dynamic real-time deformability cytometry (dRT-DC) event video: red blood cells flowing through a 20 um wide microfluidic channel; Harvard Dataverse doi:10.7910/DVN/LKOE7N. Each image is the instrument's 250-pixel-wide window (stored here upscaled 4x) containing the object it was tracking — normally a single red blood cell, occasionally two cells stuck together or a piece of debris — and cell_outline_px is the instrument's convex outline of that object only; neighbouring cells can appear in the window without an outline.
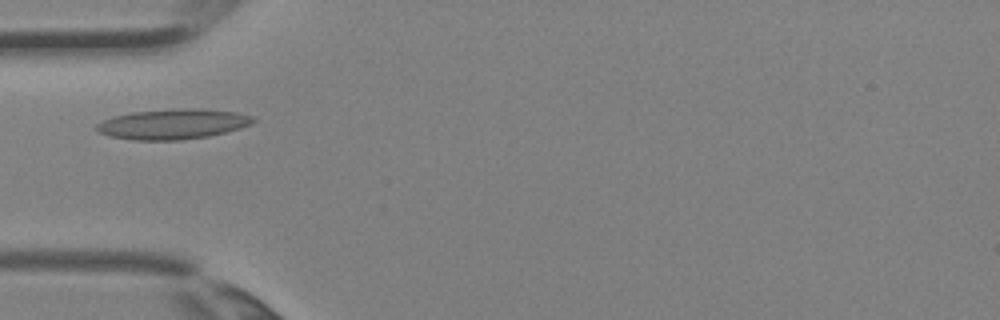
{"species": "Egyptian fruit bat (a non-hibernating species)", "species_latin": "Rousettus aegyptiacus", "temperature_condition": "room temperature", "stored_images_in_passage": 2, "camera_frame_rate_fps": 3000, "um_per_image_px": 0.085, "animal": {"sex": "female"}, "frame": {"image": 1, "passage_image": 2, "time_ms": 0.333, "image_size_px": [1000, 320], "cell_outline_px": [[256, 120], [252, 124], [240, 128], [208, 136], [180, 140], [132, 140], [108, 136], [100, 132], [96, 128], [96, 124], [104, 120], [116, 116], [132, 112], [184, 108], [196, 108], [236, 112], [252, 116]], "centroid_in_image_um": [14.71, 10.55], "position_along_channel_um": 70.3, "area_um2": 27.34}}